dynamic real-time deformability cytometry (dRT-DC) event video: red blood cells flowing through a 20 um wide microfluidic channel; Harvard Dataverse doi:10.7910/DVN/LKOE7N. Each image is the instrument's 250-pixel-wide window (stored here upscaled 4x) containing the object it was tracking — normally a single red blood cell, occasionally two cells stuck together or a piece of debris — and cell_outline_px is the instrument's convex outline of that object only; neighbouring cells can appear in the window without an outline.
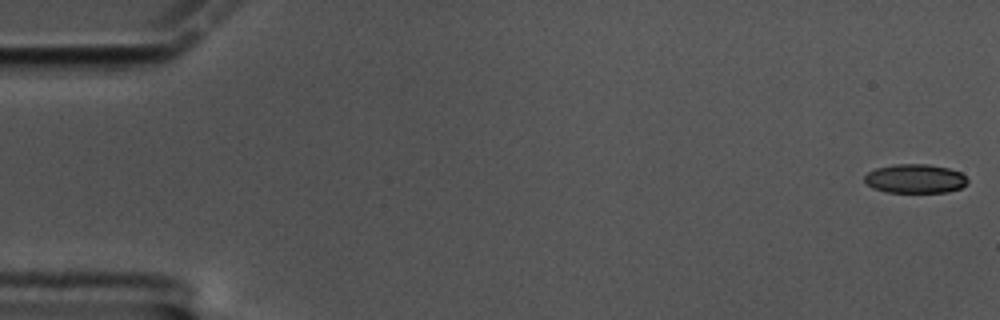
{"species": "common noctule bat (a hibernating species)", "species_latin": "Nyctalus noctula", "temperature_condition": "cold", "stored_images_in_passage": 60, "camera_frame_rate_fps": 3000, "um_per_image_px": 0.085, "animal": {"sex": "male", "body_mass_g": 17.5, "forearm_length_mm": 52.3}, "frame": {"image": 1, "passage_image": 1, "time_ms": 0.0, "image_size_px": [1000, 320], "cell_outline_px": [[968, 184], [960, 188], [948, 192], [888, 192], [872, 188], [864, 180], [864, 176], [868, 172], [876, 168], [892, 164], [928, 164], [948, 168], [960, 172], [968, 180]], "centroid_in_image_um": [77.78, 15.18], "position_along_channel_um": 7.2, "area_um2": 17.46}}
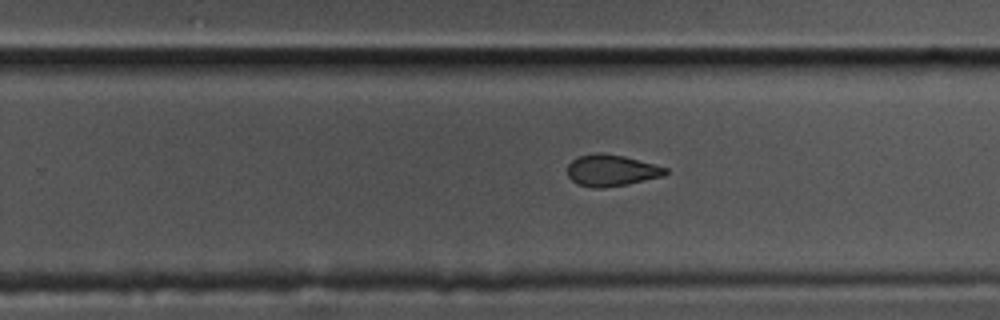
{"frame": {"image": 2, "passage_image": 38, "time_ms": 12.333, "image_size_px": [1000, 320], "cell_outline_px": [[668, 172], [664, 176], [628, 184], [604, 188], [592, 188], [576, 184], [568, 176], [568, 164], [572, 160], [580, 156], [596, 152], [600, 152], [624, 156], [668, 168]], "centroid_in_image_um": [51.96, 14.49], "position_along_channel_um": 277.8, "area_um2": 18.09}}
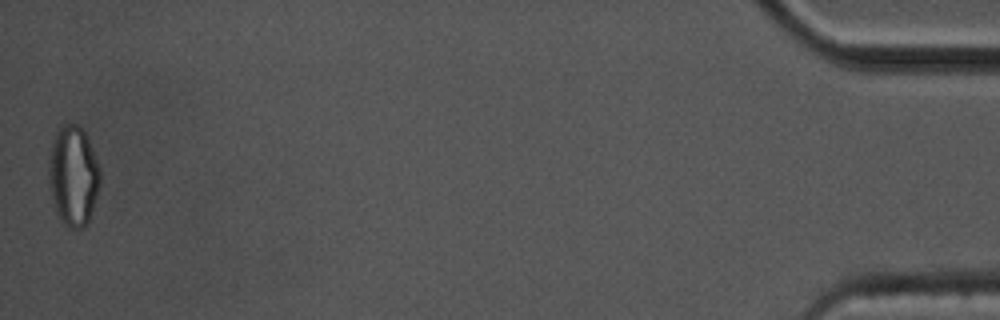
{"frame": {"image": 3, "passage_image": 60, "time_ms": 19.667, "image_size_px": [1000, 320], "cell_outline_px": [[100, 184], [88, 224], [84, 228], [68, 228], [60, 220], [56, 212], [48, 180], [48, 160], [52, 140], [60, 124], [76, 124], [84, 132], [88, 140], [100, 168]], "centroid_in_image_um": [6.21, 14.96], "position_along_channel_um": 429.0, "area_um2": 30.11}, "authors_computed_cell_mechanics": {"area_um2": 18.9006, "velocity_mm_per_s": 3.3406, "shape_relaxation_time_tau1_ms": 11.1999, "shape_relaxation_time_tau2_ms": 3.1225, "deformation_change_tau1": 0.1612, "deformation_change_tau2": 0.0876}}